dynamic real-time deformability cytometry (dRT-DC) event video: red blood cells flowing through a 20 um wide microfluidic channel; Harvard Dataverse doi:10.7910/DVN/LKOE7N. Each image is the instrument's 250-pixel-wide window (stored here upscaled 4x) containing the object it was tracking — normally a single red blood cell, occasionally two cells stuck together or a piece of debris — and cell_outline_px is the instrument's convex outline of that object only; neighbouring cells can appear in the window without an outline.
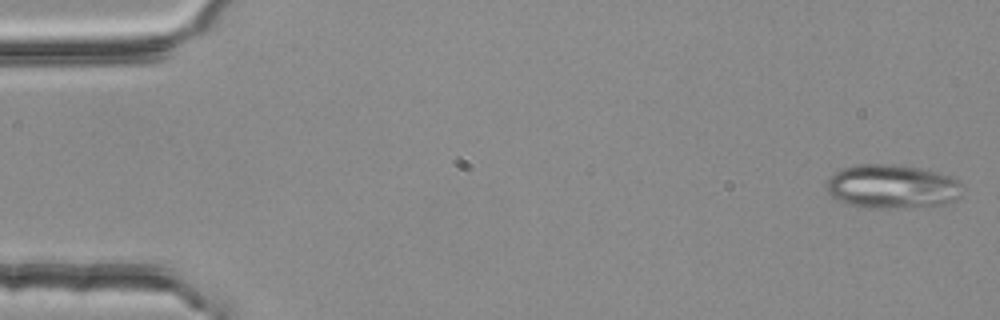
{"species": "common noctule bat (a hibernating species)", "species_latin": "Nyctalus noctula", "temperature_condition": "room temperature", "stored_images_in_passage": 53, "camera_frame_rate_fps": 3000, "um_per_image_px": 0.085, "animal": {"sex": "female", "body_mass_g": 25.1}, "frame": {"image": 1, "passage_image": 1, "time_ms": 0.0, "image_size_px": [1000, 320], "cell_outline_px": [[960, 196], [956, 200], [944, 204], [876, 208], [852, 204], [840, 200], [832, 196], [824, 188], [824, 184], [836, 172], [844, 168], [856, 164], [884, 164], [920, 168], [936, 172], [960, 180]], "centroid_in_image_um": [75.81, 15.83], "position_along_channel_um": 9.2, "area_um2": 34.04}}
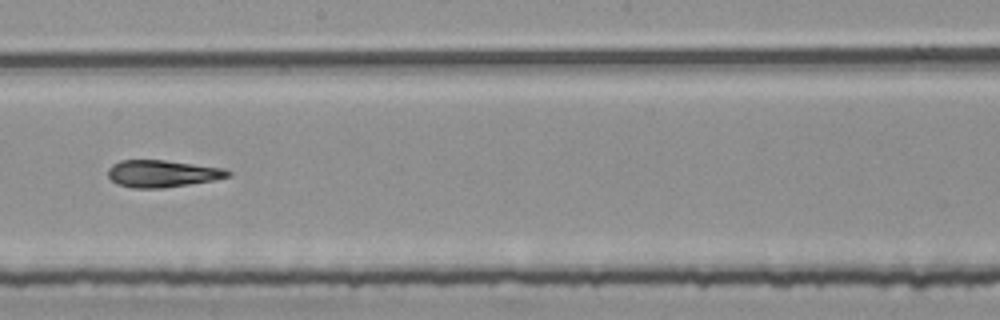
{"frame": {"image": 2, "passage_image": 30, "time_ms": 9.667, "image_size_px": [1000, 320], "cell_outline_px": [[232, 176], [212, 180], [164, 188], [132, 188], [116, 184], [108, 176], [108, 168], [112, 164], [120, 160], [164, 160], [224, 168], [232, 172]], "centroid_in_image_um": [13.78, 14.75], "position_along_channel_um": 234.4, "area_um2": 18.96}}
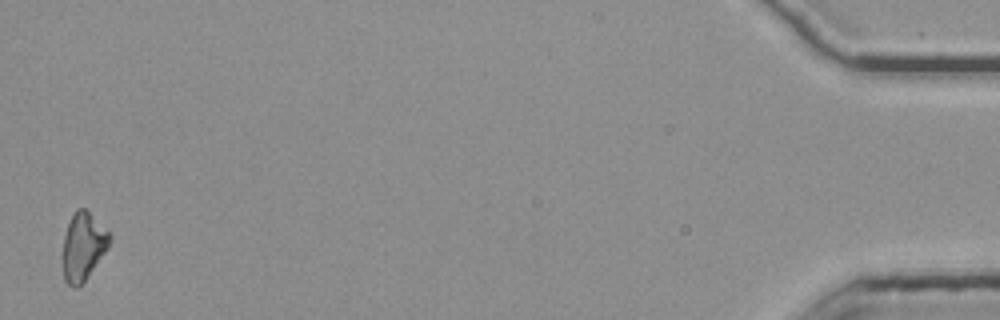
{"frame": {"image": 3, "passage_image": 53, "time_ms": 17.333, "image_size_px": [1000, 320], "cell_outline_px": [[112, 236], [108, 248], [88, 276], [76, 288], [72, 288], [64, 280], [60, 256], [64, 236], [68, 224], [76, 208], [84, 208]], "centroid_in_image_um": [7.01, 20.99], "position_along_channel_um": 428.2, "area_um2": 18.61}, "authors_computed_cell_mechanics": {"area_um2": 19.4208, "velocity_mm_per_s": 3.7908, "shape_relaxation_time_tau1_ms": null, "shape_relaxation_time_tau2_ms": 4.1041, "deformation_change_tau1": null, "deformation_change_tau2": 0.1252}}